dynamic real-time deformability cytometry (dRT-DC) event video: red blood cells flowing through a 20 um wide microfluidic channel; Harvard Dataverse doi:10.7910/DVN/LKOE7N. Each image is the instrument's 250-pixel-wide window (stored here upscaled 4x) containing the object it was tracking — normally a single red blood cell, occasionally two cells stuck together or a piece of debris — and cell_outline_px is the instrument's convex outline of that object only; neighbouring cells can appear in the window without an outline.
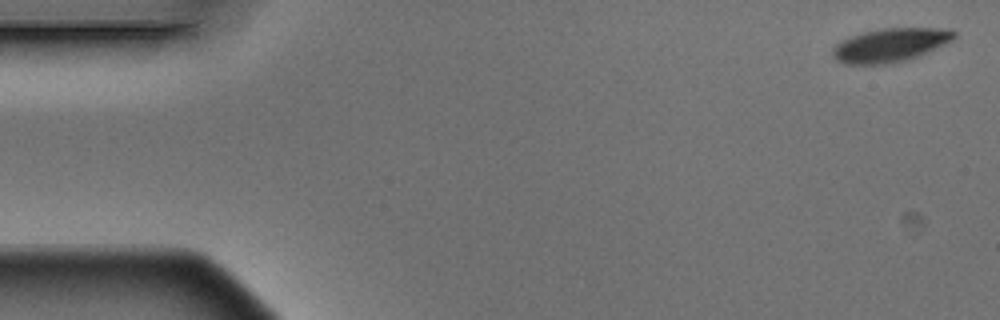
{"species": "Egyptian fruit bat (a non-hibernating species)", "species_latin": "Rousettus aegyptiacus", "temperature_condition": "warm", "stored_images_in_passage": 3, "camera_frame_rate_fps": 3000, "um_per_image_px": 0.085, "animal": {"sex": "male"}, "frame": {"image": 1, "passage_image": 1, "time_ms": 0.0, "image_size_px": [1000, 320], "cell_outline_px": [[956, 36], [952, 40], [920, 56], [908, 60], [888, 64], [844, 64], [836, 60], [832, 56], [832, 48], [836, 44], [852, 36], [864, 32], [884, 28], [936, 28], [956, 32]], "centroid_in_image_um": [75.65, 3.85], "position_along_channel_um": 9.3, "area_um2": 23.7}}